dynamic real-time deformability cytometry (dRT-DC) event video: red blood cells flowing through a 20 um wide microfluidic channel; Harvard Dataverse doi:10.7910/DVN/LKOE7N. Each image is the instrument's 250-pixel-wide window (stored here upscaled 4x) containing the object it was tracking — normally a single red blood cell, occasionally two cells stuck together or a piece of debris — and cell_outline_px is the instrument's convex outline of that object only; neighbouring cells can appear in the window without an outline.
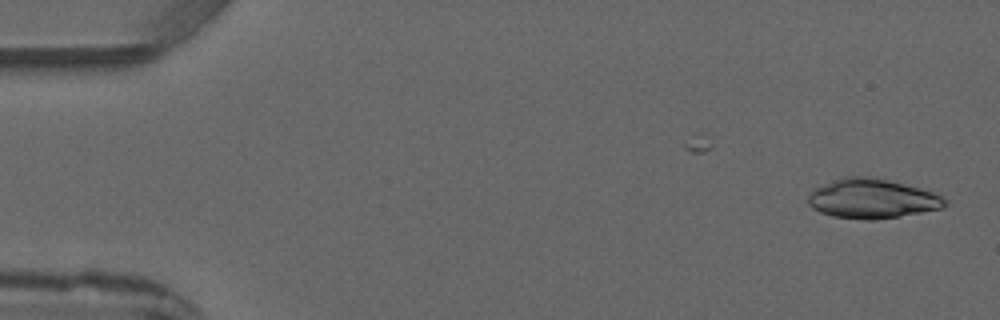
{"species": "common noctule bat (a hibernating species)", "species_latin": "Nyctalus noctula", "temperature_condition": "warm", "stored_images_in_passage": 3, "camera_frame_rate_fps": 3000, "um_per_image_px": 0.085, "animal": {"sex": "male", "forearm_length_mm": 52.5}, "frame": {"image": 1, "passage_image": 3, "time_ms": 2.333, "image_size_px": [1000, 320], "cell_outline_px": [[948, 204], [944, 208], [900, 216], [872, 220], [868, 220], [832, 216], [820, 212], [812, 208], [808, 204], [808, 196], [812, 188], [844, 176], [868, 176], [888, 180], [920, 188], [932, 192], [948, 200]], "centroid_in_image_um": [74.11, 16.88], "position_along_channel_um": 10.9, "area_um2": 31.62}}